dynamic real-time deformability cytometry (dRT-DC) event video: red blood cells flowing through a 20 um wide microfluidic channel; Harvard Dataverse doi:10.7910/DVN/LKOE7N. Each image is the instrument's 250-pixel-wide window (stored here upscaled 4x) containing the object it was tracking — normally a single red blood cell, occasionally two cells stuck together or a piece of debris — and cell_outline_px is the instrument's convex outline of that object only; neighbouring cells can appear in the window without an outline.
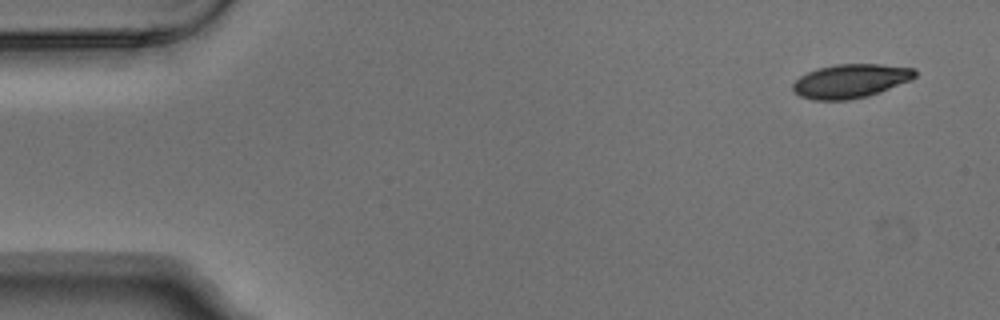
{"species": "Egyptian fruit bat (a non-hibernating species)", "species_latin": "Rousettus aegyptiacus", "temperature_condition": "warm", "stored_images_in_passage": 7, "camera_frame_rate_fps": 3000, "um_per_image_px": 0.085, "animal": {"sex": "male"}, "frame": {"image": 1, "passage_image": 1, "time_ms": 0.0, "image_size_px": [1000, 320], "cell_outline_px": [[916, 76], [912, 80], [880, 92], [868, 96], [848, 100], [812, 100], [800, 96], [792, 88], [792, 84], [800, 76], [816, 68], [836, 64], [880, 64], [916, 68]], "centroid_in_image_um": [72.32, 6.88], "position_along_channel_um": 12.7, "area_um2": 24.28}}
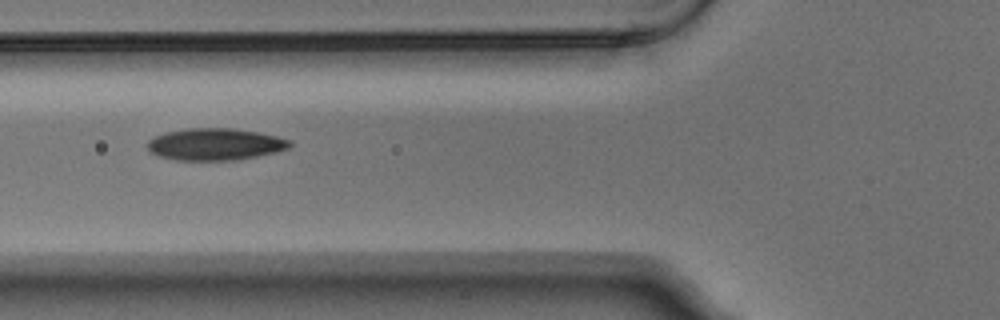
{"frame": {"image": 2, "passage_image": 5, "time_ms": 1.333, "image_size_px": [1000, 320], "cell_outline_px": [[292, 144], [288, 148], [276, 152], [240, 160], [176, 160], [160, 156], [152, 152], [148, 148], [148, 140], [156, 136], [168, 132], [188, 128], [232, 128], [256, 132], [276, 136], [292, 140]], "centroid_in_image_um": [18.33, 12.27], "position_along_channel_um": 107.5, "area_um2": 26.36}}
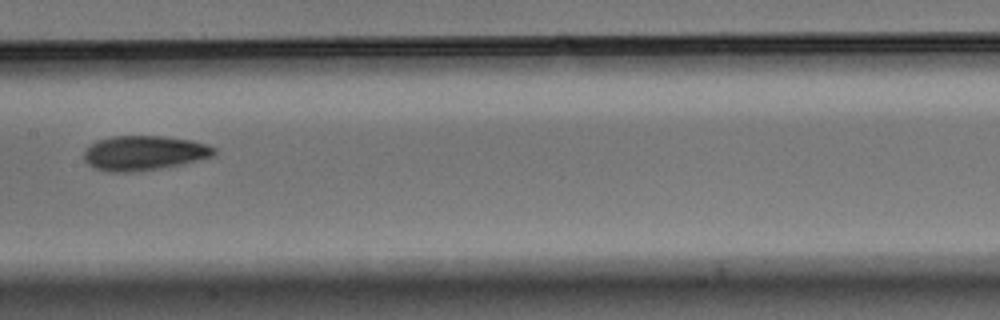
{"frame": {"image": 3, "passage_image": 7, "time_ms": 2.0, "image_size_px": [1000, 320], "cell_outline_px": [[216, 152], [212, 156], [200, 160], [160, 168], [132, 172], [112, 172], [92, 168], [84, 160], [84, 152], [96, 140], [112, 136], [164, 136], [192, 140], [208, 144], [216, 148]], "centroid_in_image_um": [12.25, 13.0], "position_along_channel_um": 195.2, "area_um2": 26.36}}